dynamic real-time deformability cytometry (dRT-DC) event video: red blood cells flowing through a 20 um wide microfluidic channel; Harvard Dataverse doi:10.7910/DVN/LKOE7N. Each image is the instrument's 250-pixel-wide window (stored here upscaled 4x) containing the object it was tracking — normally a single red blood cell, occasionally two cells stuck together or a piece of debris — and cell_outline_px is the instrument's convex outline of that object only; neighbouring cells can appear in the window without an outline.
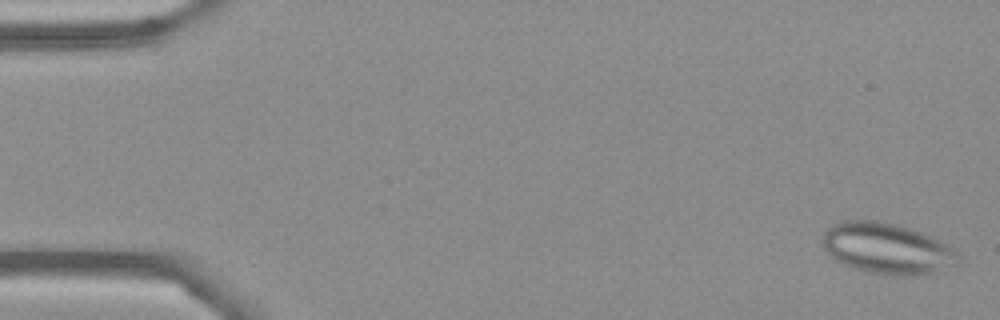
{"species": "Egyptian fruit bat (a non-hibernating species)", "species_latin": "Rousettus aegyptiacus", "temperature_condition": "cold", "stored_images_in_passage": 55, "camera_frame_rate_fps": 3000, "um_per_image_px": 0.085, "frame": {"image": 1, "passage_image": 2, "time_ms": 0.333, "image_size_px": [1000, 320], "cell_outline_px": [[964, 256], [960, 264], [920, 276], [888, 276], [868, 272], [844, 264], [836, 260], [824, 248], [824, 232], [832, 224], [840, 220], [880, 220], [900, 224], [912, 228], [932, 236], [956, 248]], "centroid_in_image_um": [75.51, 21.12], "position_along_channel_um": 9.5, "area_um2": 41.27}}
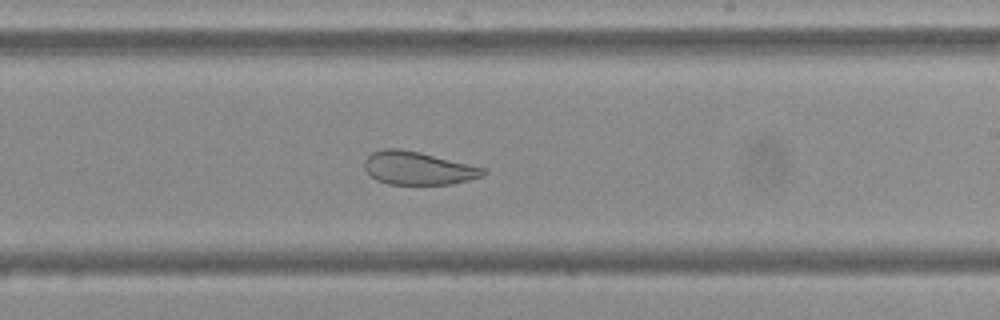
{"frame": {"image": 2, "passage_image": 33, "time_ms": 10.667, "image_size_px": [1000, 320], "cell_outline_px": [[488, 172], [484, 176], [452, 184], [388, 184], [376, 180], [364, 168], [364, 160], [372, 152], [384, 148], [400, 148], [420, 152], [484, 168]], "centroid_in_image_um": [35.52, 14.29], "position_along_channel_um": 253.5, "area_um2": 22.89}}
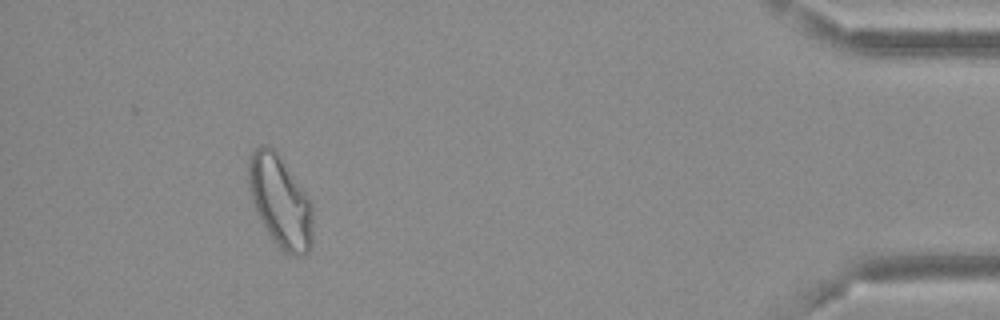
{"frame": {"image": 3, "passage_image": 51, "time_ms": 16.667, "image_size_px": [1000, 320], "cell_outline_px": [[312, 244], [308, 252], [300, 256], [292, 256], [284, 252], [272, 240], [260, 220], [256, 212], [252, 200], [248, 184], [248, 156], [252, 148], [260, 144], [268, 144], [280, 156], [308, 196], [312, 204]], "centroid_in_image_um": [23.8, 17.1], "position_along_channel_um": 411.4, "area_um2": 34.8}}